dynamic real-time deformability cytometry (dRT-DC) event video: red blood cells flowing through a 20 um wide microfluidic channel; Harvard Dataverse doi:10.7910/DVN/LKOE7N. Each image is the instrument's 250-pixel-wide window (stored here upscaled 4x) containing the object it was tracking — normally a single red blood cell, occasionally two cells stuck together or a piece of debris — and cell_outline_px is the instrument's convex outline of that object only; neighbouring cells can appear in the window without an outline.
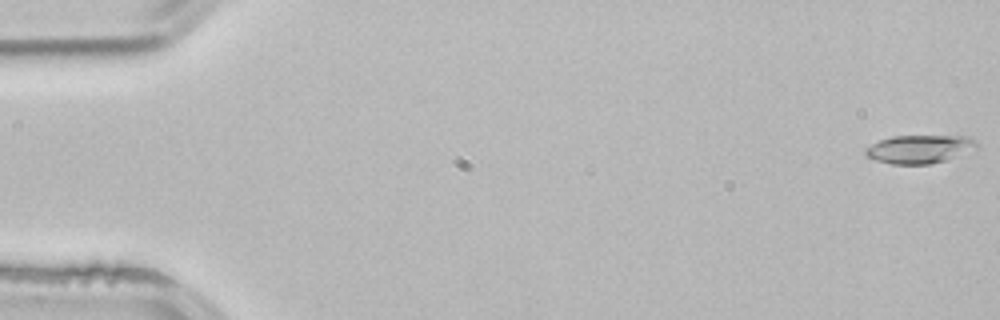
{"species": "common noctule bat (a hibernating species)", "species_latin": "Nyctalus noctula", "temperature_condition": "room temperature", "stored_images_in_passage": 53, "camera_frame_rate_fps": 3000, "um_per_image_px": 0.085, "animal": {"sex": "male", "body_mass_g": 21.5, "forearm_length_mm": 52.0}, "frame": {"image": 1, "passage_image": 1, "time_ms": 0.0, "image_size_px": [1000, 320], "cell_outline_px": [[976, 148], [944, 160], [928, 164], [892, 164], [876, 160], [868, 156], [864, 152], [864, 148], [880, 140], [892, 136], [968, 136], [976, 144]], "centroid_in_image_um": [78.09, 12.67], "position_along_channel_um": 6.9, "area_um2": 17.92}}
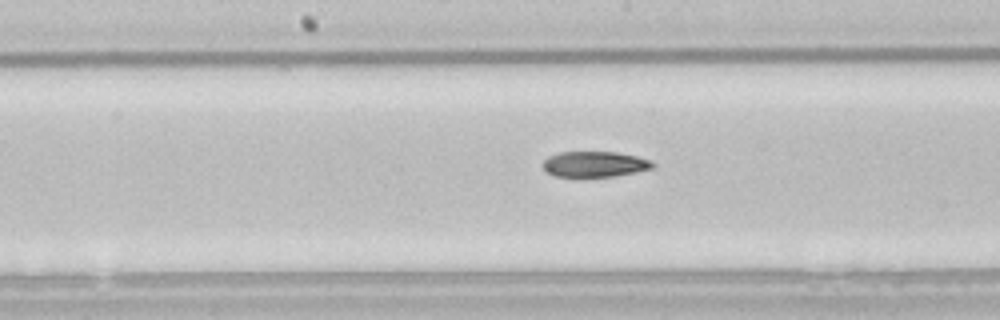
{"frame": {"image": 2, "passage_image": 27, "time_ms": 8.667, "image_size_px": [1000, 320], "cell_outline_px": [[656, 164], [652, 168], [636, 172], [612, 176], [580, 180], [556, 176], [548, 172], [544, 168], [544, 160], [548, 156], [560, 152], [616, 152], [636, 156], [652, 160]], "centroid_in_image_um": [50.54, 13.99], "position_along_channel_um": 197.7, "area_um2": 16.99}}
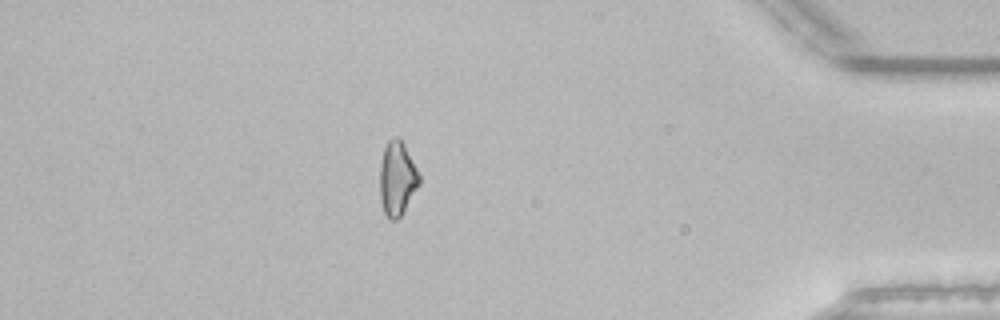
{"frame": {"image": 3, "passage_image": 46, "time_ms": 15.0, "image_size_px": [1000, 320], "cell_outline_px": [[420, 184], [400, 216], [396, 220], [388, 220], [384, 212], [380, 200], [380, 164], [384, 148], [388, 140], [392, 136], [396, 136], [404, 144], [420, 176]], "centroid_in_image_um": [33.74, 15.18], "position_along_channel_um": 401.5, "area_um2": 16.94}, "authors_computed_cell_mechanics": {"area_um2": 17.34, "velocity_mm_per_s": 3.8974, "shape_relaxation_time_tau1_ms": 9.7908, "shape_relaxation_time_tau2_ms": null, "deformation_change_tau1": 0.2139, "deformation_change_tau2": null}}